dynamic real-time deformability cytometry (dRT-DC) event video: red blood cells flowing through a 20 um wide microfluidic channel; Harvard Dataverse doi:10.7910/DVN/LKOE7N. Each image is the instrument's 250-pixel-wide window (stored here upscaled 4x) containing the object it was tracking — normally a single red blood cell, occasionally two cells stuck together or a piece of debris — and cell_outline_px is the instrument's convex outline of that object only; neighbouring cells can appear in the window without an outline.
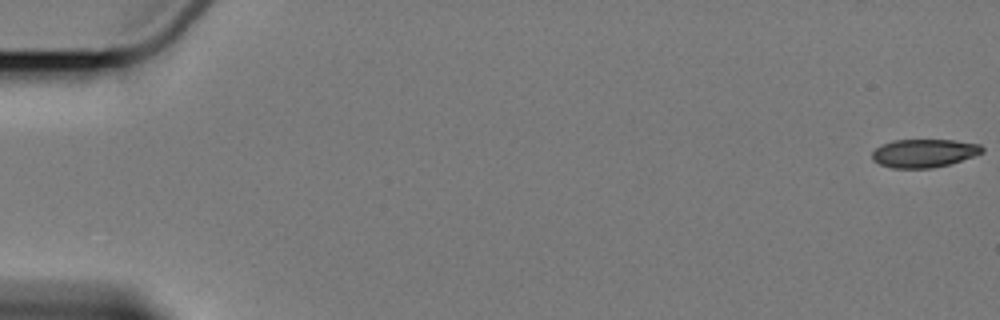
{"species": "Egyptian fruit bat (a non-hibernating species)", "species_latin": "Rousettus aegyptiacus", "temperature_condition": "cold", "stored_images_in_passage": 6, "camera_frame_rate_fps": 3000, "um_per_image_px": 0.085, "animal": {"sex": "female"}, "frame": {"image": 1, "passage_image": 1, "time_ms": 0.0, "image_size_px": [1000, 320], "cell_outline_px": [[984, 152], [948, 164], [932, 168], [892, 168], [880, 164], [872, 160], [872, 152], [876, 148], [892, 140], [952, 140], [980, 144], [984, 148]], "centroid_in_image_um": [78.52, 13.01], "position_along_channel_um": 6.5, "area_um2": 17.98}}
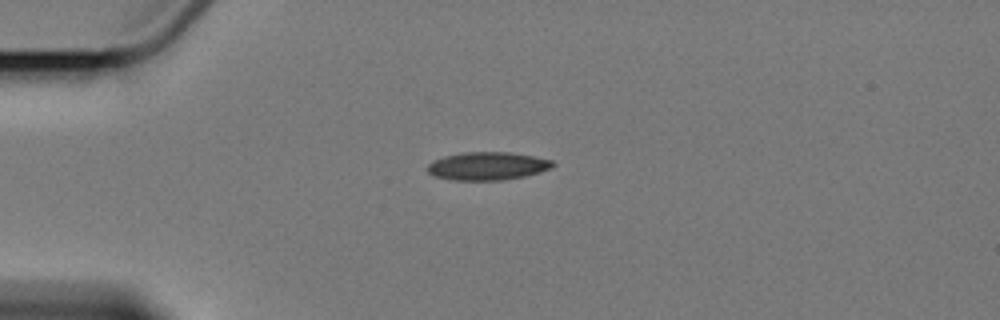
{"frame": {"image": 2, "passage_image": 5, "time_ms": 5.0, "image_size_px": [1000, 320], "cell_outline_px": [[556, 164], [552, 168], [540, 172], [524, 176], [500, 180], [452, 180], [436, 176], [428, 172], [428, 164], [432, 160], [444, 156], [464, 152], [508, 152], [532, 156], [552, 160]], "centroid_in_image_um": [41.44, 14.11], "position_along_channel_um": 43.6, "area_um2": 20.4}}